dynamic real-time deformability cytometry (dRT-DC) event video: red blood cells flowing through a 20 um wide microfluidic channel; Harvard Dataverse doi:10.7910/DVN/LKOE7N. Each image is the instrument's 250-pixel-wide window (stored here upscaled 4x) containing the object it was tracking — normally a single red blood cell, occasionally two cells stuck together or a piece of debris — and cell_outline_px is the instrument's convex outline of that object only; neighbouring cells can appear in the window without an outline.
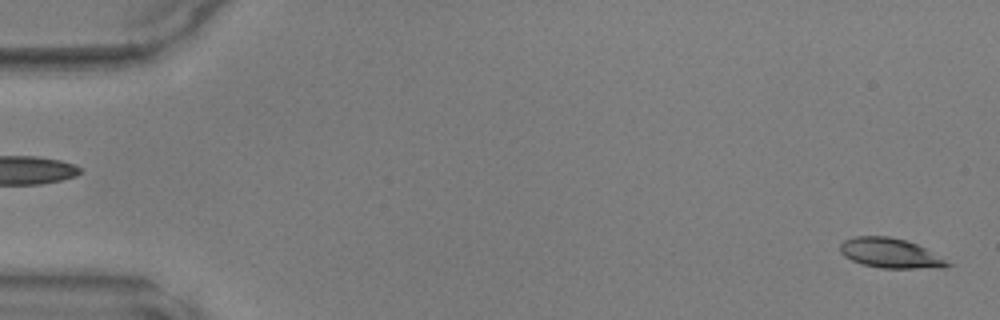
{"species": "common noctule bat (a hibernating species)", "species_latin": "Nyctalus noctula", "temperature_condition": "warm", "stored_images_in_passage": 48, "camera_frame_rate_fps": 3000, "um_per_image_px": 0.085, "animal": {"sex": "male", "body_mass_g": 17.9, "forearm_length_mm": 54.2}, "frame": {"image": 1, "passage_image": 1, "time_ms": 0.0, "image_size_px": [1000, 320], "cell_outline_px": [[952, 264], [940, 268], [880, 268], [860, 264], [844, 256], [840, 252], [840, 244], [844, 240], [856, 236], [888, 236], [908, 240], [924, 248]], "centroid_in_image_um": [75.62, 21.52], "position_along_channel_um": 9.4, "area_um2": 18.5}}
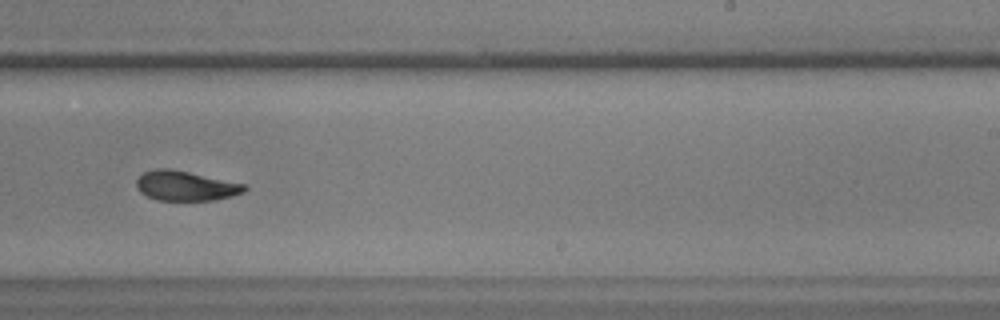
{"frame": {"image": 2, "passage_image": 30, "time_ms": 9.667, "image_size_px": [1000, 320], "cell_outline_px": [[248, 188], [244, 192], [232, 196], [212, 200], [156, 200], [140, 192], [136, 188], [136, 180], [144, 172], [156, 168], [168, 168], [248, 184]], "centroid_in_image_um": [15.8, 15.79], "position_along_channel_um": 273.2, "area_um2": 18.79}}
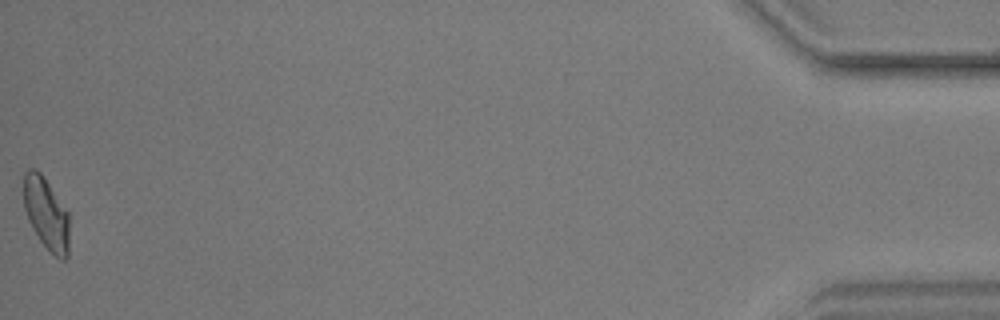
{"frame": {"image": 3, "passage_image": 48, "time_ms": 15.667, "image_size_px": [1000, 320], "cell_outline_px": [[68, 256], [64, 260], [60, 260], [40, 240], [32, 228], [28, 220], [24, 208], [24, 172], [28, 168], [36, 168], [40, 172], [68, 212]], "centroid_in_image_um": [3.91, 18.14], "position_along_channel_um": 431.3, "area_um2": 18.9}}